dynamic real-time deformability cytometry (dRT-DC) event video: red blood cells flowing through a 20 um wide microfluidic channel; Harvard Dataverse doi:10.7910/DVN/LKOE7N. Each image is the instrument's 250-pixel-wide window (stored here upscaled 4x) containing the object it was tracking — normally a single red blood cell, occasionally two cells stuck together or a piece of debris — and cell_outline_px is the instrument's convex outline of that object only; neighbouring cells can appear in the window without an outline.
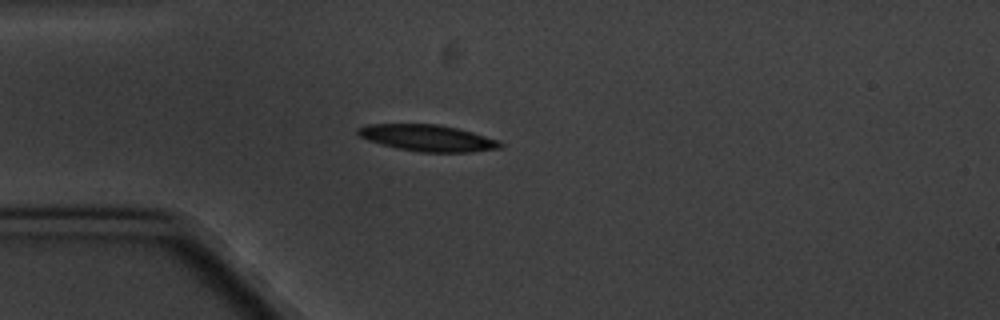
{"species": "common noctule bat (a hibernating species)", "species_latin": "Nyctalus noctula", "temperature_condition": "cold", "stored_images_in_passage": 1, "camera_frame_rate_fps": 3000, "um_per_image_px": 0.085, "animal": {"sex": "male", "body_mass_g": 20.1, "forearm_length_mm": 53.5}, "frame": {"image": 1, "passage_image": 1, "time_ms": 0.0, "image_size_px": [1000, 320], "cell_outline_px": [[504, 144], [500, 148], [472, 152], [420, 152], [396, 148], [380, 144], [368, 140], [360, 136], [356, 132], [356, 128], [368, 124], [440, 124], [472, 132], [496, 140]], "centroid_in_image_um": [36.3, 11.73], "position_along_channel_um": 48.7, "area_um2": 21.91}}